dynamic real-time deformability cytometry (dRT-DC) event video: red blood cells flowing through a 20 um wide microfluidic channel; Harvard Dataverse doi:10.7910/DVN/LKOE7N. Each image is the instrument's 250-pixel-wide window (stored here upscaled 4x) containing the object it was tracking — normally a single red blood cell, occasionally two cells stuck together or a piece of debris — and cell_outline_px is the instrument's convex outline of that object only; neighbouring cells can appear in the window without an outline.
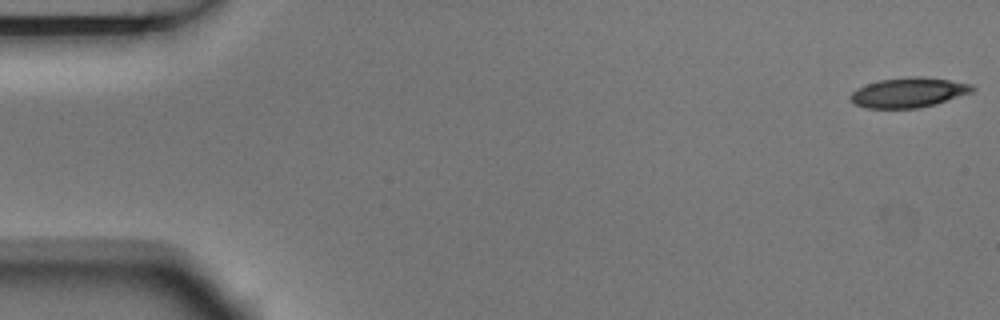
{"species": "Egyptian fruit bat (a non-hibernating species)", "species_latin": "Rousettus aegyptiacus", "temperature_condition": "room temperature", "stored_images_in_passage": 5, "camera_frame_rate_fps": 3000, "um_per_image_px": 0.085, "animal": {"sex": "male"}, "frame": {"image": 1, "passage_image": 1, "time_ms": 0.0, "image_size_px": [1000, 320], "cell_outline_px": [[976, 88], [972, 92], [936, 104], [920, 108], [864, 108], [856, 104], [852, 100], [852, 92], [856, 88], [880, 80], [908, 76], [924, 76], [972, 84]], "centroid_in_image_um": [77.26, 7.86], "position_along_channel_um": 7.7, "area_um2": 21.15}}
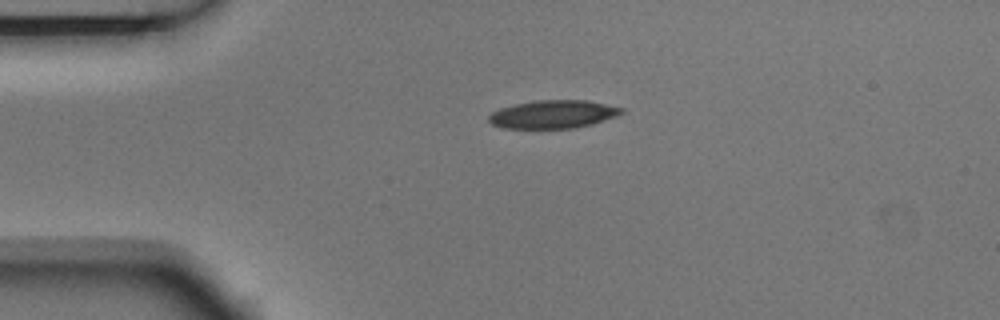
{"frame": {"image": 2, "passage_image": 4, "time_ms": 1.0, "image_size_px": [1000, 320], "cell_outline_px": [[624, 112], [616, 116], [592, 124], [572, 128], [504, 128], [492, 124], [488, 120], [488, 116], [492, 112], [500, 108], [516, 104], [536, 100], [588, 100], [624, 108]], "centroid_in_image_um": [47.02, 9.71], "position_along_channel_um": 38.0, "area_um2": 21.68}}